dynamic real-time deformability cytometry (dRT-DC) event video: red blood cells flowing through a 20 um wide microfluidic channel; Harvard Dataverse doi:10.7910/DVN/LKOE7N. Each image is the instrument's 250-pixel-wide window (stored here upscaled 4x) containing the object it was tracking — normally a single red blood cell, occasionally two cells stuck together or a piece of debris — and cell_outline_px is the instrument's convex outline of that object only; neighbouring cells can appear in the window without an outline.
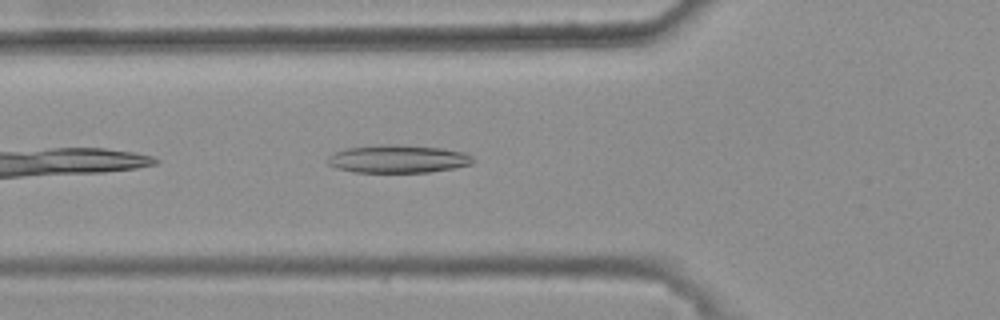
{"species": "common noctule bat (a hibernating species)", "species_latin": "Nyctalus noctula", "temperature_condition": "warm", "stored_images_in_passage": 30, "camera_frame_rate_fps": 3000, "um_per_image_px": 0.085, "animal": {"sex": "female", "body_mass_g": 25.1}, "frame": {"image": 1, "passage_image": 5, "time_ms": 1.333, "image_size_px": [1000, 320], "cell_outline_px": [[476, 160], [472, 164], [452, 168], [428, 172], [352, 172], [336, 168], [328, 164], [328, 156], [344, 148], [384, 144], [396, 144], [440, 148], [464, 152], [472, 156]], "centroid_in_image_um": [33.82, 13.5], "position_along_channel_um": 92.0, "area_um2": 23.7}}
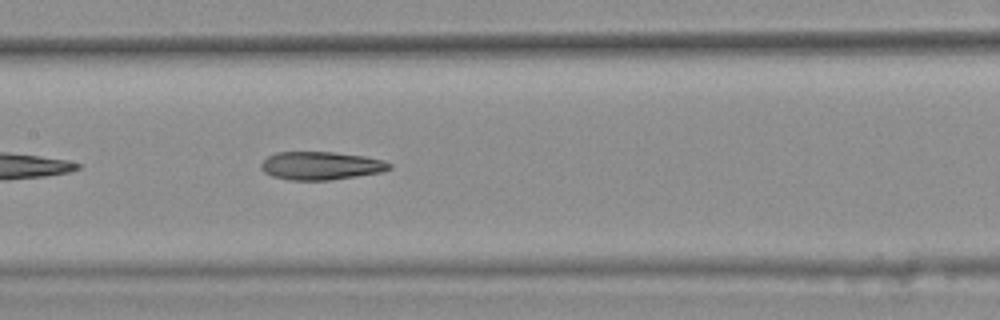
{"frame": {"image": 2, "passage_image": 12, "time_ms": 3.667, "image_size_px": [1000, 320], "cell_outline_px": [[392, 168], [380, 172], [356, 176], [328, 180], [292, 180], [272, 176], [264, 172], [260, 168], [260, 164], [268, 156], [276, 152], [332, 152], [364, 156], [384, 160], [392, 164]], "centroid_in_image_um": [27.27, 14.08], "position_along_channel_um": 180.1, "area_um2": 20.98}}
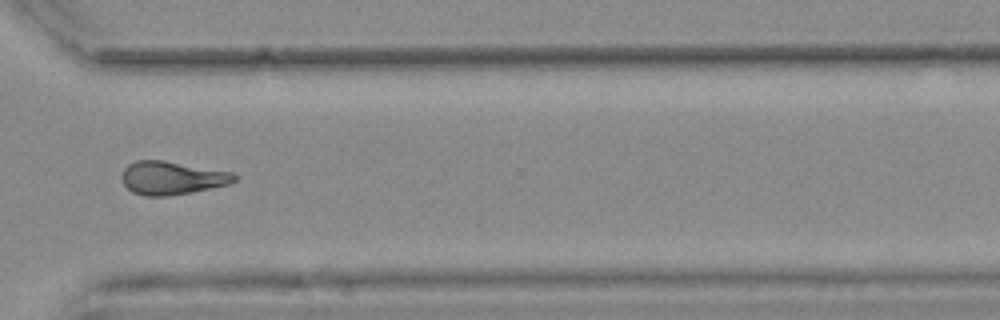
{"frame": {"image": 3, "passage_image": 26, "time_ms": 8.333, "image_size_px": [1000, 320], "cell_outline_px": [[240, 176], [236, 180], [228, 184], [192, 192], [168, 196], [144, 196], [132, 192], [120, 180], [120, 176], [124, 168], [128, 164], [136, 160], [164, 160], [232, 172]], "centroid_in_image_um": [14.59, 15.12], "position_along_channel_um": 356.0, "area_um2": 22.02}, "authors_computed_cell_mechanics": {"area_um2": 21.675, "velocity_mm_per_s": 3.7604, "shape_relaxation_time_tau1_ms": null, "shape_relaxation_time_tau2_ms": 2.9981, "deformation_change_tau1": null, "deformation_change_tau2": 0.1295}}